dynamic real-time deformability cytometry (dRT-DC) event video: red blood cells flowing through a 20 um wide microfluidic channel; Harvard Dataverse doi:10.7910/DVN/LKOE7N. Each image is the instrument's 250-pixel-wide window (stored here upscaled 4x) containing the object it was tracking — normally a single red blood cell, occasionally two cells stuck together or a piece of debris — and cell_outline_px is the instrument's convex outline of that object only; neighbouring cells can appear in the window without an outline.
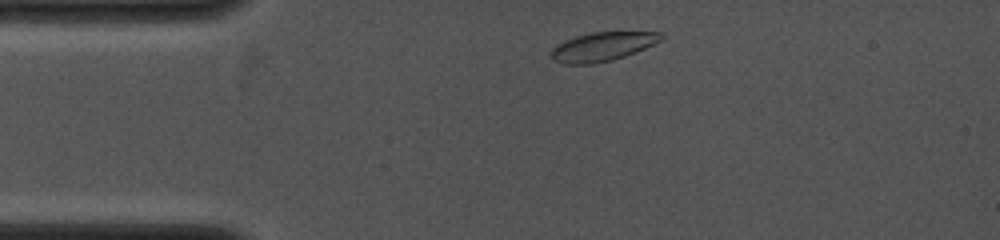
{"species": "common noctule bat (a hibernating species)", "species_latin": "Nyctalus noctula", "temperature_condition": "cold", "stored_images_in_passage": 33, "camera_frame_rate_fps": 4000, "um_per_image_px": 0.085, "animal": {"sex": "female", "body_mass_g": 19.0, "forearm_length_mm": 53.3}, "frame": {"image": 1, "passage_image": 2, "time_ms": 0.25, "image_size_px": [1000, 240], "cell_outline_px": [[664, 36], [660, 40], [644, 48], [624, 56], [612, 60], [592, 64], [564, 64], [552, 60], [552, 48], [556, 44], [564, 40], [576, 36], [592, 32], [664, 32]], "centroid_in_image_um": [51.17, 3.96], "position_along_channel_um": 33.8, "area_um2": 18.38}}
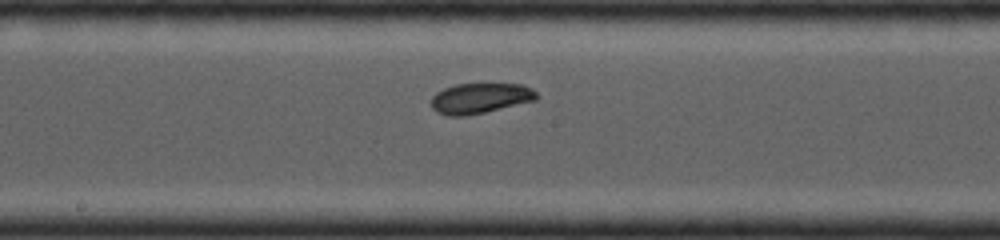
{"frame": {"image": 2, "passage_image": 15, "time_ms": 5.0, "image_size_px": [1000, 240], "cell_outline_px": [[536, 100], [484, 112], [464, 116], [448, 116], [436, 112], [432, 108], [432, 96], [436, 92], [444, 88], [456, 84], [520, 84], [532, 88], [536, 92]], "centroid_in_image_um": [40.78, 8.35], "position_along_channel_um": 207.4, "area_um2": 18.5}}
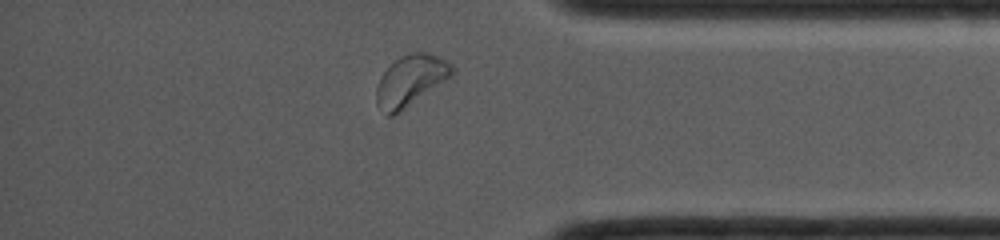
{"frame": {"image": 3, "passage_image": 29, "time_ms": 9.5, "image_size_px": [1000, 240], "cell_outline_px": [[456, 72], [452, 76], [400, 112], [392, 116], [388, 116], [376, 104], [376, 88], [384, 72], [400, 56], [412, 52], [428, 52], [440, 56], [452, 64], [456, 68]], "centroid_in_image_um": [34.94, 6.83], "position_along_channel_um": 400.3, "area_um2": 22.43}}